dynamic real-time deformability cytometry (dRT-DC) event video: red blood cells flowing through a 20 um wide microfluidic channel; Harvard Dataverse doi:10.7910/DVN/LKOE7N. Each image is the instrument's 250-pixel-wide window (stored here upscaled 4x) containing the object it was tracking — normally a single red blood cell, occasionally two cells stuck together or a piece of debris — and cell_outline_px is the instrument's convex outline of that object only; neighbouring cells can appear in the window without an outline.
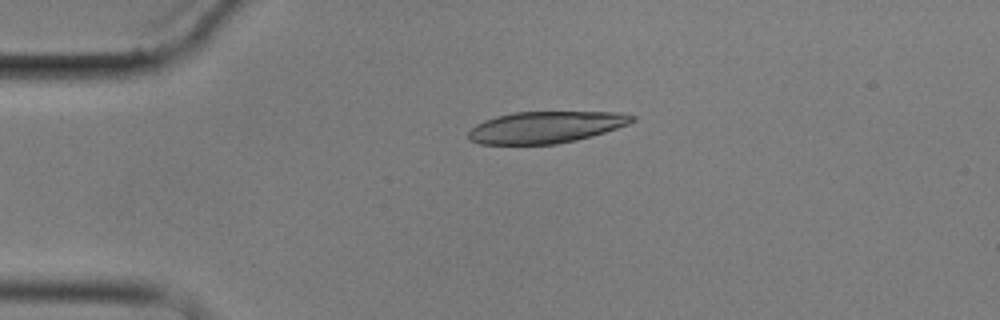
{"species": "common noctule bat (a hibernating species)", "species_latin": "Nyctalus noctula", "temperature_condition": "cold", "stored_images_in_passage": 3, "camera_frame_rate_fps": 3000, "um_per_image_px": 0.085, "animal": {"sex": "male", "body_mass_g": 17.9}, "frame": {"image": 1, "passage_image": 2, "time_ms": 2.333, "image_size_px": [1000, 320], "cell_outline_px": [[636, 120], [628, 124], [604, 132], [576, 140], [556, 144], [480, 144], [468, 140], [468, 132], [476, 124], [484, 120], [496, 116], [512, 112], [616, 112], [636, 116]], "centroid_in_image_um": [46.35, 10.81], "position_along_channel_um": 38.6, "area_um2": 30.17}}